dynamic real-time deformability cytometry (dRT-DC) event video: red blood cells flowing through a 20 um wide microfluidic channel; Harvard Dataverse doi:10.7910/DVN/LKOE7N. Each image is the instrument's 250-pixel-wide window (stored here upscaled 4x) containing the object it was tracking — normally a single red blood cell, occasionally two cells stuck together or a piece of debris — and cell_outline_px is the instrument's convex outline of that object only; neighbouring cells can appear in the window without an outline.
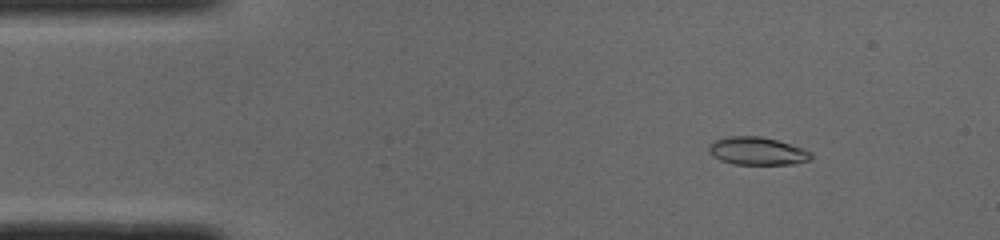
{"species": "common noctule bat (a hibernating species)", "species_latin": "Nyctalus noctula", "temperature_condition": "cold", "stored_images_in_passage": 49, "camera_frame_rate_fps": 3000, "um_per_image_px": 0.085, "animal": {"sex": "male", "body_mass_g": 19.0, "forearm_length_mm": 50.8}, "frame": {"image": 1, "passage_image": 6, "time_ms": 1.667, "image_size_px": [1000, 240], "cell_outline_px": [[812, 160], [792, 164], [736, 164], [720, 160], [712, 156], [708, 152], [708, 148], [712, 140], [728, 136], [760, 136], [776, 140], [812, 152]], "centroid_in_image_um": [64.32, 12.84], "position_along_channel_um": 20.7, "area_um2": 16.59}}
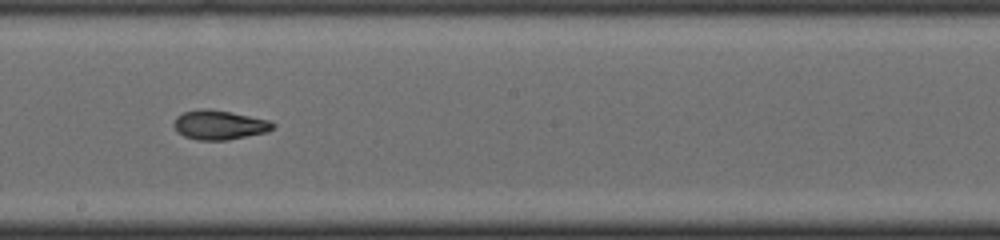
{"frame": {"image": 2, "passage_image": 27, "time_ms": 8.667, "image_size_px": [1000, 240], "cell_outline_px": [[276, 124], [268, 132], [228, 140], [196, 140], [184, 136], [176, 132], [172, 124], [176, 116], [184, 112], [204, 108], [208, 108], [232, 112], [268, 120]], "centroid_in_image_um": [18.61, 10.62], "position_along_channel_um": 229.6, "area_um2": 17.11}}
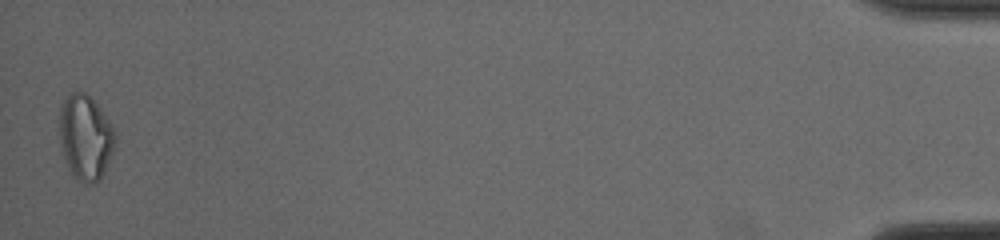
{"frame": {"image": 3, "passage_image": 49, "time_ms": 16.0, "image_size_px": [1000, 240], "cell_outline_px": [[116, 140], [112, 152], [104, 172], [100, 180], [92, 184], [88, 184], [80, 180], [72, 172], [64, 156], [60, 140], [60, 104], [68, 92], [84, 92], [96, 104], [108, 120], [116, 136]], "centroid_in_image_um": [7.26, 11.65], "position_along_channel_um": 427.9, "area_um2": 27.05}, "authors_computed_cell_mechanics": {"area_um2": 16.8198, "velocity_mm_per_s": 4.013, "shape_relaxation_time_tau1_ms": 7.4365, "shape_relaxation_time_tau2_ms": 3.1785, "deformation_change_tau1": 0.2236, "deformation_change_tau2": 0.0767}}